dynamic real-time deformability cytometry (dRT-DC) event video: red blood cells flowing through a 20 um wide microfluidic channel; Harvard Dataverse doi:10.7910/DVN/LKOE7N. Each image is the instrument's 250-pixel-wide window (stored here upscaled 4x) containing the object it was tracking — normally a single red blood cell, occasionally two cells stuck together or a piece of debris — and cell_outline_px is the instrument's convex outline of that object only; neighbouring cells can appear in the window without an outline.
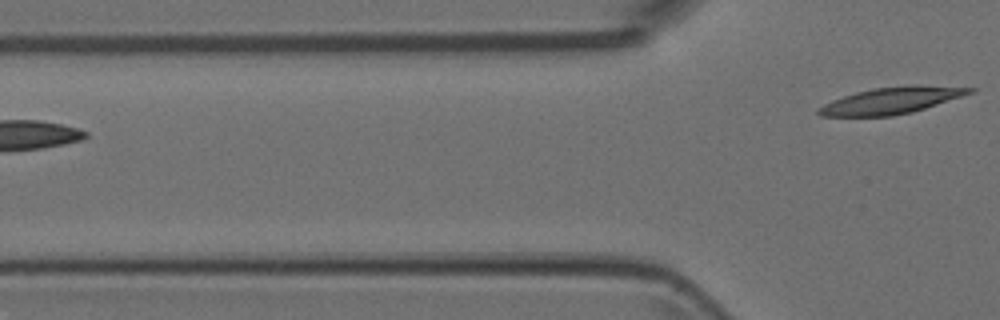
{"species": "Egyptian fruit bat (a non-hibernating species)", "species_latin": "Rousettus aegyptiacus", "temperature_condition": "room temperature", "stored_images_in_passage": 5, "camera_frame_rate_fps": 3000, "um_per_image_px": 0.085, "animal": {"sex": "female"}, "frame": {"image": 1, "passage_image": 5, "time_ms": 1.333, "image_size_px": [1000, 320], "cell_outline_px": [[976, 92], [912, 112], [892, 116], [820, 116], [816, 112], [816, 108], [832, 100], [856, 92], [872, 88], [908, 84], [920, 84], [976, 88]], "centroid_in_image_um": [75.8, 8.52], "position_along_channel_um": 50.0, "area_um2": 23.76}}